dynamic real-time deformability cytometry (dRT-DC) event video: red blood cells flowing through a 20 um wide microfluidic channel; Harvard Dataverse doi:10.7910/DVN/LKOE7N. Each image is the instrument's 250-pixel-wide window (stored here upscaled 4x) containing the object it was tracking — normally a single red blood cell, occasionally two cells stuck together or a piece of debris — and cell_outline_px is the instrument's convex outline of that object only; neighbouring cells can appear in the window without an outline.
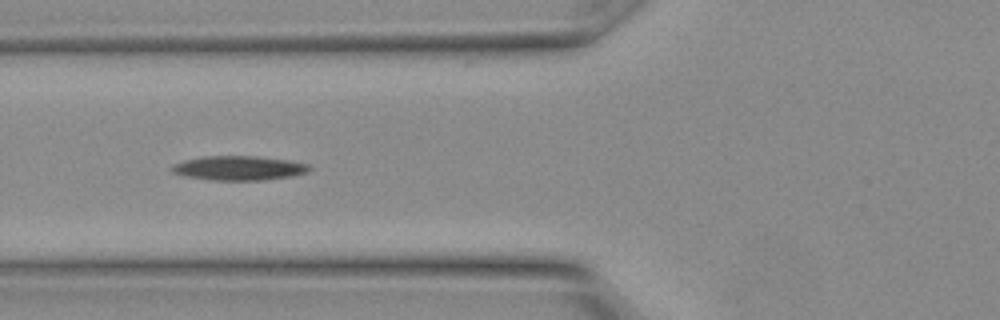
{"species": "Egyptian fruit bat (a non-hibernating species)", "species_latin": "Rousettus aegyptiacus", "temperature_condition": "warm", "stored_images_in_passage": 13, "camera_frame_rate_fps": 3000, "um_per_image_px": 0.085, "animal": {"sex": "female"}, "frame": {"image": 1, "passage_image": 8, "time_ms": 2.333, "image_size_px": [1000, 320], "cell_outline_px": [[312, 168], [308, 172], [292, 176], [264, 180], [216, 180], [184, 176], [172, 172], [168, 168], [172, 164], [184, 160], [204, 156], [256, 156], [288, 160], [308, 164]], "centroid_in_image_um": [20.28, 14.28], "position_along_channel_um": 105.5, "area_um2": 19.59}}
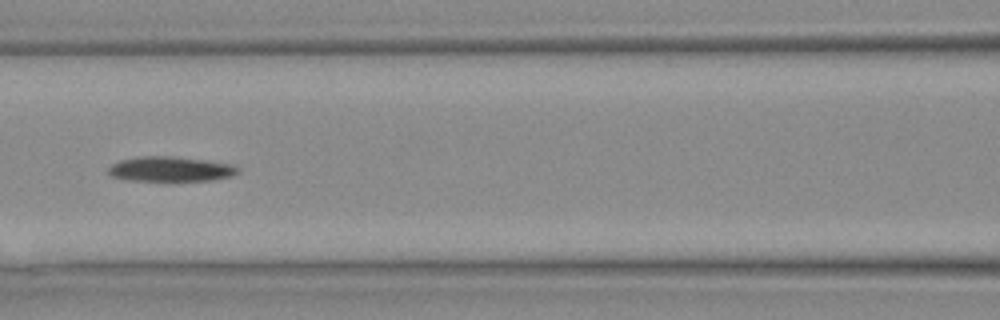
{"frame": {"image": 2, "passage_image": 10, "time_ms": 3.0, "image_size_px": [1000, 320], "cell_outline_px": [[240, 172], [232, 176], [212, 180], [124, 180], [112, 176], [108, 172], [108, 168], [112, 164], [120, 160], [140, 156], [168, 156], [204, 160], [232, 164], [240, 168]], "centroid_in_image_um": [14.5, 14.37], "position_along_channel_um": 152.1, "area_um2": 18.67}}